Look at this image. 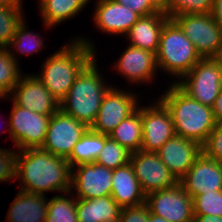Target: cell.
I'll return each instance as SVG.
<instances>
[{"label":"cell","instance_id":"obj_1","mask_svg":"<svg viewBox=\"0 0 222 222\" xmlns=\"http://www.w3.org/2000/svg\"><path fill=\"white\" fill-rule=\"evenodd\" d=\"M72 167L66 158L53 155L42 148L19 150L16 182L26 193L47 195L65 193L71 189Z\"/></svg>","mask_w":222,"mask_h":222},{"label":"cell","instance_id":"obj_2","mask_svg":"<svg viewBox=\"0 0 222 222\" xmlns=\"http://www.w3.org/2000/svg\"><path fill=\"white\" fill-rule=\"evenodd\" d=\"M84 36L69 39L44 58L39 73H34L59 102L69 92L81 70L98 54L95 41Z\"/></svg>","mask_w":222,"mask_h":222},{"label":"cell","instance_id":"obj_3","mask_svg":"<svg viewBox=\"0 0 222 222\" xmlns=\"http://www.w3.org/2000/svg\"><path fill=\"white\" fill-rule=\"evenodd\" d=\"M158 99L170 112L175 133L201 146L215 127L212 107L185 93L176 83H170Z\"/></svg>","mask_w":222,"mask_h":222},{"label":"cell","instance_id":"obj_4","mask_svg":"<svg viewBox=\"0 0 222 222\" xmlns=\"http://www.w3.org/2000/svg\"><path fill=\"white\" fill-rule=\"evenodd\" d=\"M95 56L77 75L66 96L59 102L60 109L89 128L96 120L101 102L113 83L100 73ZM110 84H108V83Z\"/></svg>","mask_w":222,"mask_h":222},{"label":"cell","instance_id":"obj_5","mask_svg":"<svg viewBox=\"0 0 222 222\" xmlns=\"http://www.w3.org/2000/svg\"><path fill=\"white\" fill-rule=\"evenodd\" d=\"M201 59L192 41L169 19L162 28L156 53L159 72L163 71L168 78L172 77L171 83H177Z\"/></svg>","mask_w":222,"mask_h":222},{"label":"cell","instance_id":"obj_6","mask_svg":"<svg viewBox=\"0 0 222 222\" xmlns=\"http://www.w3.org/2000/svg\"><path fill=\"white\" fill-rule=\"evenodd\" d=\"M8 101L12 102L10 117L6 121L8 129L5 126V130L1 131L0 134L7 132L14 143L13 146L18 150L41 148L44 144L51 115L38 114L20 107L10 98Z\"/></svg>","mask_w":222,"mask_h":222},{"label":"cell","instance_id":"obj_7","mask_svg":"<svg viewBox=\"0 0 222 222\" xmlns=\"http://www.w3.org/2000/svg\"><path fill=\"white\" fill-rule=\"evenodd\" d=\"M198 102L212 107L222 89V66L217 58H202L176 83Z\"/></svg>","mask_w":222,"mask_h":222},{"label":"cell","instance_id":"obj_8","mask_svg":"<svg viewBox=\"0 0 222 222\" xmlns=\"http://www.w3.org/2000/svg\"><path fill=\"white\" fill-rule=\"evenodd\" d=\"M172 20L192 41L202 58H217L222 51V28L211 14L178 15Z\"/></svg>","mask_w":222,"mask_h":222},{"label":"cell","instance_id":"obj_9","mask_svg":"<svg viewBox=\"0 0 222 222\" xmlns=\"http://www.w3.org/2000/svg\"><path fill=\"white\" fill-rule=\"evenodd\" d=\"M113 85L105 94L96 120L90 129L93 132L109 135L125 118L134 113L141 102V96ZM141 102V104H139Z\"/></svg>","mask_w":222,"mask_h":222},{"label":"cell","instance_id":"obj_10","mask_svg":"<svg viewBox=\"0 0 222 222\" xmlns=\"http://www.w3.org/2000/svg\"><path fill=\"white\" fill-rule=\"evenodd\" d=\"M89 127L63 112L60 108L50 117L44 144L41 147L49 153L68 158L75 144Z\"/></svg>","mask_w":222,"mask_h":222},{"label":"cell","instance_id":"obj_11","mask_svg":"<svg viewBox=\"0 0 222 222\" xmlns=\"http://www.w3.org/2000/svg\"><path fill=\"white\" fill-rule=\"evenodd\" d=\"M149 212L169 222H194L192 197L180 182L146 195Z\"/></svg>","mask_w":222,"mask_h":222},{"label":"cell","instance_id":"obj_12","mask_svg":"<svg viewBox=\"0 0 222 222\" xmlns=\"http://www.w3.org/2000/svg\"><path fill=\"white\" fill-rule=\"evenodd\" d=\"M142 132L141 151L146 152H157L176 135L170 112L158 98L142 106Z\"/></svg>","mask_w":222,"mask_h":222},{"label":"cell","instance_id":"obj_13","mask_svg":"<svg viewBox=\"0 0 222 222\" xmlns=\"http://www.w3.org/2000/svg\"><path fill=\"white\" fill-rule=\"evenodd\" d=\"M130 164L145 195L170 188L179 182L160 160L157 152H132Z\"/></svg>","mask_w":222,"mask_h":222},{"label":"cell","instance_id":"obj_14","mask_svg":"<svg viewBox=\"0 0 222 222\" xmlns=\"http://www.w3.org/2000/svg\"><path fill=\"white\" fill-rule=\"evenodd\" d=\"M112 68L132 86L152 84L159 73L155 53L128 44Z\"/></svg>","mask_w":222,"mask_h":222},{"label":"cell","instance_id":"obj_15","mask_svg":"<svg viewBox=\"0 0 222 222\" xmlns=\"http://www.w3.org/2000/svg\"><path fill=\"white\" fill-rule=\"evenodd\" d=\"M113 170L95 162L72 167L70 192L77 199L110 195Z\"/></svg>","mask_w":222,"mask_h":222},{"label":"cell","instance_id":"obj_16","mask_svg":"<svg viewBox=\"0 0 222 222\" xmlns=\"http://www.w3.org/2000/svg\"><path fill=\"white\" fill-rule=\"evenodd\" d=\"M9 98L16 105L42 115H53L60 108L59 101L33 73L21 75Z\"/></svg>","mask_w":222,"mask_h":222},{"label":"cell","instance_id":"obj_17","mask_svg":"<svg viewBox=\"0 0 222 222\" xmlns=\"http://www.w3.org/2000/svg\"><path fill=\"white\" fill-rule=\"evenodd\" d=\"M92 23L107 36H125L140 18L129 7L115 0H95Z\"/></svg>","mask_w":222,"mask_h":222},{"label":"cell","instance_id":"obj_18","mask_svg":"<svg viewBox=\"0 0 222 222\" xmlns=\"http://www.w3.org/2000/svg\"><path fill=\"white\" fill-rule=\"evenodd\" d=\"M179 182L190 197L222 190V161L210 159L201 153Z\"/></svg>","mask_w":222,"mask_h":222},{"label":"cell","instance_id":"obj_19","mask_svg":"<svg viewBox=\"0 0 222 222\" xmlns=\"http://www.w3.org/2000/svg\"><path fill=\"white\" fill-rule=\"evenodd\" d=\"M160 160L179 181L202 153V146L195 141L175 135L158 151Z\"/></svg>","mask_w":222,"mask_h":222},{"label":"cell","instance_id":"obj_20","mask_svg":"<svg viewBox=\"0 0 222 222\" xmlns=\"http://www.w3.org/2000/svg\"><path fill=\"white\" fill-rule=\"evenodd\" d=\"M169 17L162 11L140 17L124 36L128 45L157 53L160 34Z\"/></svg>","mask_w":222,"mask_h":222},{"label":"cell","instance_id":"obj_21","mask_svg":"<svg viewBox=\"0 0 222 222\" xmlns=\"http://www.w3.org/2000/svg\"><path fill=\"white\" fill-rule=\"evenodd\" d=\"M110 195L122 208L145 203L146 195L142 192L130 163L113 170Z\"/></svg>","mask_w":222,"mask_h":222},{"label":"cell","instance_id":"obj_22","mask_svg":"<svg viewBox=\"0 0 222 222\" xmlns=\"http://www.w3.org/2000/svg\"><path fill=\"white\" fill-rule=\"evenodd\" d=\"M48 197L18 190L8 208L7 222H45Z\"/></svg>","mask_w":222,"mask_h":222},{"label":"cell","instance_id":"obj_23","mask_svg":"<svg viewBox=\"0 0 222 222\" xmlns=\"http://www.w3.org/2000/svg\"><path fill=\"white\" fill-rule=\"evenodd\" d=\"M93 0H38V11L46 30L75 18ZM87 5V6H86Z\"/></svg>","mask_w":222,"mask_h":222},{"label":"cell","instance_id":"obj_24","mask_svg":"<svg viewBox=\"0 0 222 222\" xmlns=\"http://www.w3.org/2000/svg\"><path fill=\"white\" fill-rule=\"evenodd\" d=\"M122 207L111 195L94 199H77L78 222H117Z\"/></svg>","mask_w":222,"mask_h":222},{"label":"cell","instance_id":"obj_25","mask_svg":"<svg viewBox=\"0 0 222 222\" xmlns=\"http://www.w3.org/2000/svg\"><path fill=\"white\" fill-rule=\"evenodd\" d=\"M108 136L131 153L140 151L143 140L142 106L139 105L138 109L125 118Z\"/></svg>","mask_w":222,"mask_h":222},{"label":"cell","instance_id":"obj_26","mask_svg":"<svg viewBox=\"0 0 222 222\" xmlns=\"http://www.w3.org/2000/svg\"><path fill=\"white\" fill-rule=\"evenodd\" d=\"M23 22L17 27L16 32L11 39V42L7 49L16 62L20 64V56H32L40 53L45 46V38L40 33H34L27 22ZM16 51V52H15ZM18 51V52H17ZM17 53V54H16ZM19 53V54H18ZM19 56V59L17 58Z\"/></svg>","mask_w":222,"mask_h":222},{"label":"cell","instance_id":"obj_27","mask_svg":"<svg viewBox=\"0 0 222 222\" xmlns=\"http://www.w3.org/2000/svg\"><path fill=\"white\" fill-rule=\"evenodd\" d=\"M105 143V135L93 132L90 128L75 144L70 156L67 158L71 167L93 163L96 161Z\"/></svg>","mask_w":222,"mask_h":222},{"label":"cell","instance_id":"obj_28","mask_svg":"<svg viewBox=\"0 0 222 222\" xmlns=\"http://www.w3.org/2000/svg\"><path fill=\"white\" fill-rule=\"evenodd\" d=\"M52 196L48 198L45 222H78L77 198L70 191Z\"/></svg>","mask_w":222,"mask_h":222},{"label":"cell","instance_id":"obj_29","mask_svg":"<svg viewBox=\"0 0 222 222\" xmlns=\"http://www.w3.org/2000/svg\"><path fill=\"white\" fill-rule=\"evenodd\" d=\"M131 152L117 141L105 135V143L95 163L109 169H116L130 163Z\"/></svg>","mask_w":222,"mask_h":222},{"label":"cell","instance_id":"obj_30","mask_svg":"<svg viewBox=\"0 0 222 222\" xmlns=\"http://www.w3.org/2000/svg\"><path fill=\"white\" fill-rule=\"evenodd\" d=\"M24 8L0 5V49L7 48L25 18Z\"/></svg>","mask_w":222,"mask_h":222},{"label":"cell","instance_id":"obj_31","mask_svg":"<svg viewBox=\"0 0 222 222\" xmlns=\"http://www.w3.org/2000/svg\"><path fill=\"white\" fill-rule=\"evenodd\" d=\"M23 74L7 48L0 49V85L10 94Z\"/></svg>","mask_w":222,"mask_h":222},{"label":"cell","instance_id":"obj_32","mask_svg":"<svg viewBox=\"0 0 222 222\" xmlns=\"http://www.w3.org/2000/svg\"><path fill=\"white\" fill-rule=\"evenodd\" d=\"M193 215L222 217V190L205 192L192 197Z\"/></svg>","mask_w":222,"mask_h":222},{"label":"cell","instance_id":"obj_33","mask_svg":"<svg viewBox=\"0 0 222 222\" xmlns=\"http://www.w3.org/2000/svg\"><path fill=\"white\" fill-rule=\"evenodd\" d=\"M213 0H170L164 12L169 19L185 14H211Z\"/></svg>","mask_w":222,"mask_h":222},{"label":"cell","instance_id":"obj_34","mask_svg":"<svg viewBox=\"0 0 222 222\" xmlns=\"http://www.w3.org/2000/svg\"><path fill=\"white\" fill-rule=\"evenodd\" d=\"M15 148V150H14ZM19 150L13 146V149L0 147V182L12 183L16 181L17 155Z\"/></svg>","mask_w":222,"mask_h":222},{"label":"cell","instance_id":"obj_35","mask_svg":"<svg viewBox=\"0 0 222 222\" xmlns=\"http://www.w3.org/2000/svg\"><path fill=\"white\" fill-rule=\"evenodd\" d=\"M202 153L210 159L222 161V121L216 122L214 129L202 145Z\"/></svg>","mask_w":222,"mask_h":222},{"label":"cell","instance_id":"obj_36","mask_svg":"<svg viewBox=\"0 0 222 222\" xmlns=\"http://www.w3.org/2000/svg\"><path fill=\"white\" fill-rule=\"evenodd\" d=\"M117 222H149V208L146 203L124 207Z\"/></svg>","mask_w":222,"mask_h":222},{"label":"cell","instance_id":"obj_37","mask_svg":"<svg viewBox=\"0 0 222 222\" xmlns=\"http://www.w3.org/2000/svg\"><path fill=\"white\" fill-rule=\"evenodd\" d=\"M118 3L129 7L140 17L149 16L160 10L150 0H115Z\"/></svg>","mask_w":222,"mask_h":222},{"label":"cell","instance_id":"obj_38","mask_svg":"<svg viewBox=\"0 0 222 222\" xmlns=\"http://www.w3.org/2000/svg\"><path fill=\"white\" fill-rule=\"evenodd\" d=\"M211 16L222 28V0H213Z\"/></svg>","mask_w":222,"mask_h":222},{"label":"cell","instance_id":"obj_39","mask_svg":"<svg viewBox=\"0 0 222 222\" xmlns=\"http://www.w3.org/2000/svg\"><path fill=\"white\" fill-rule=\"evenodd\" d=\"M213 116L216 122L222 121V89L215 99L214 105L212 106Z\"/></svg>","mask_w":222,"mask_h":222},{"label":"cell","instance_id":"obj_40","mask_svg":"<svg viewBox=\"0 0 222 222\" xmlns=\"http://www.w3.org/2000/svg\"><path fill=\"white\" fill-rule=\"evenodd\" d=\"M194 222H222V217L216 215H194Z\"/></svg>","mask_w":222,"mask_h":222},{"label":"cell","instance_id":"obj_41","mask_svg":"<svg viewBox=\"0 0 222 222\" xmlns=\"http://www.w3.org/2000/svg\"><path fill=\"white\" fill-rule=\"evenodd\" d=\"M23 0H0V5L9 6L14 8H23Z\"/></svg>","mask_w":222,"mask_h":222},{"label":"cell","instance_id":"obj_42","mask_svg":"<svg viewBox=\"0 0 222 222\" xmlns=\"http://www.w3.org/2000/svg\"><path fill=\"white\" fill-rule=\"evenodd\" d=\"M160 11L165 12L168 9L170 0H150Z\"/></svg>","mask_w":222,"mask_h":222},{"label":"cell","instance_id":"obj_43","mask_svg":"<svg viewBox=\"0 0 222 222\" xmlns=\"http://www.w3.org/2000/svg\"><path fill=\"white\" fill-rule=\"evenodd\" d=\"M149 222H169L168 220H165L162 217L156 216L154 214H151L149 212Z\"/></svg>","mask_w":222,"mask_h":222},{"label":"cell","instance_id":"obj_44","mask_svg":"<svg viewBox=\"0 0 222 222\" xmlns=\"http://www.w3.org/2000/svg\"><path fill=\"white\" fill-rule=\"evenodd\" d=\"M9 93L0 85V100H6L9 99Z\"/></svg>","mask_w":222,"mask_h":222},{"label":"cell","instance_id":"obj_45","mask_svg":"<svg viewBox=\"0 0 222 222\" xmlns=\"http://www.w3.org/2000/svg\"><path fill=\"white\" fill-rule=\"evenodd\" d=\"M217 59L220 61L221 66H222V51H221L220 54L218 55Z\"/></svg>","mask_w":222,"mask_h":222}]
</instances>
